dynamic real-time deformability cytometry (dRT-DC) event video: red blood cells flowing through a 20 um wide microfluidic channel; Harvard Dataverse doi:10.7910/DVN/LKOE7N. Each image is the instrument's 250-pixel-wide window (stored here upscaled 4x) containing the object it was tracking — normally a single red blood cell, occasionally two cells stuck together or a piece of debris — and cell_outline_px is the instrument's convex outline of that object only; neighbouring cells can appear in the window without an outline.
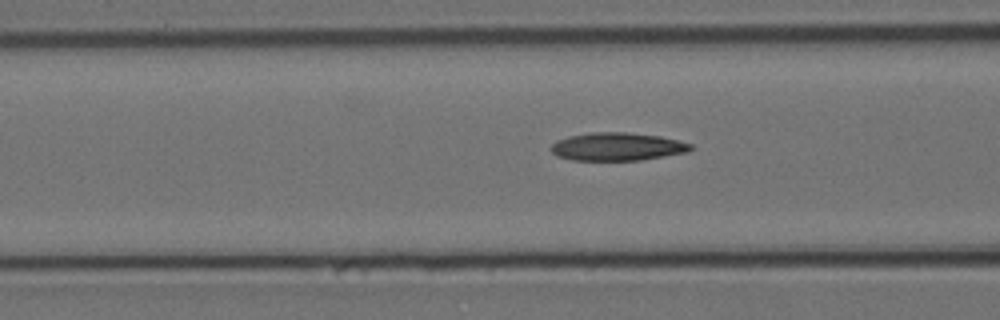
{"species": "Egyptian fruit bat (a non-hibernating species)", "species_latin": "Rousettus aegyptiacus", "temperature_condition": "cold", "stored_images_in_passage": 42, "camera_frame_rate_fps": 3000, "um_per_image_px": 0.085, "animal": {"sex": "female"}, "frame": {"image": 1, "passage_image": 19, "time_ms": 6.0, "image_size_px": [1000, 320], "cell_outline_px": [[696, 148], [688, 152], [640, 160], [572, 160], [556, 156], [552, 152], [552, 144], [556, 140], [568, 136], [588, 132], [628, 132], [660, 136], [692, 144]], "centroid_in_image_um": [52.47, 12.46], "position_along_channel_um": 114.1, "area_um2": 22.95}}
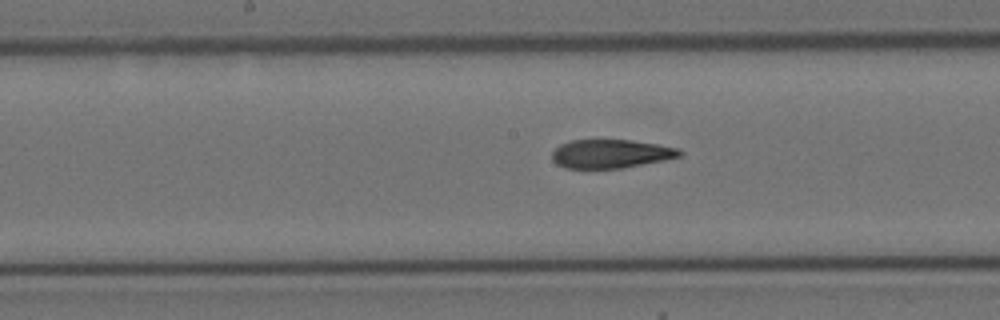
{"frame": {"image": 2, "passage_image": 26, "time_ms": 8.333, "image_size_px": [1000, 320], "cell_outline_px": [[684, 152], [680, 156], [664, 160], [620, 168], [564, 168], [556, 164], [552, 160], [552, 152], [560, 144], [572, 140], [632, 140], [680, 148]], "centroid_in_image_um": [51.91, 13.07], "position_along_channel_um": 196.3, "area_um2": 21.27}}
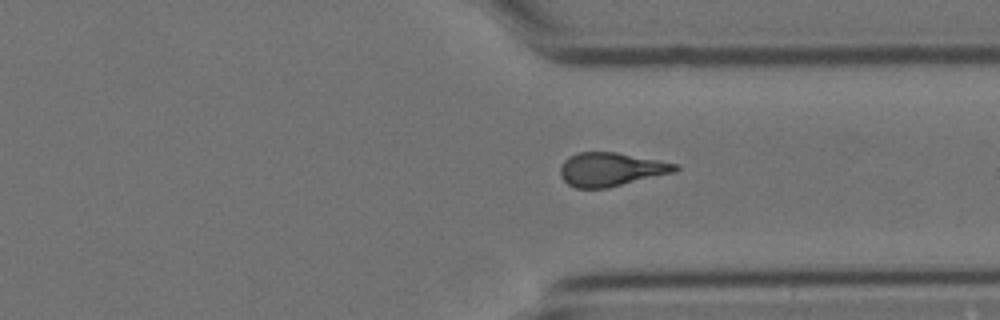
{"frame": {"image": 3, "passage_image": 40, "time_ms": 13.0, "image_size_px": [1000, 320], "cell_outline_px": [[680, 168], [676, 172], [608, 188], [576, 188], [568, 184], [560, 176], [560, 168], [564, 160], [568, 156], [580, 152], [616, 152], [680, 164]], "centroid_in_image_um": [51.96, 14.4], "position_along_channel_um": 359.4, "area_um2": 22.72}}